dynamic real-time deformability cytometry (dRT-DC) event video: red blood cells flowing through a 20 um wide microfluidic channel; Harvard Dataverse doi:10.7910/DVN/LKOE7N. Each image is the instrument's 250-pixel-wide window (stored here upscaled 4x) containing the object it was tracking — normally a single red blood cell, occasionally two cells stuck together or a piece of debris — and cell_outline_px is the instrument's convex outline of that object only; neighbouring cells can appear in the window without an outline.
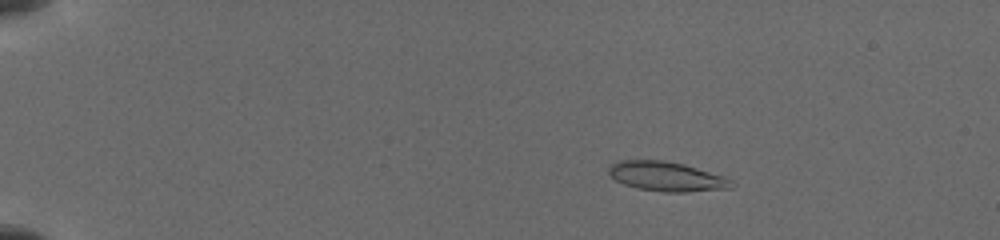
{"species": "common noctule bat (a hibernating species)", "species_latin": "Nyctalus noctula", "temperature_condition": "cold", "stored_images_in_passage": 8, "camera_frame_rate_fps": 3000, "um_per_image_px": 0.085, "animal": {"sex": "female", "body_mass_g": 19.5, "forearm_length_mm": 54.1}, "frame": {"image": 1, "passage_image": 3, "time_ms": 2.0, "image_size_px": [1000, 240], "cell_outline_px": [[736, 184], [732, 188], [684, 192], [664, 192], [636, 188], [624, 184], [616, 180], [608, 172], [608, 164], [620, 160], [664, 160], [684, 164], [724, 176], [732, 180]], "centroid_in_image_um": [56.66, 14.99], "position_along_channel_um": 28.3, "area_um2": 21.27}}
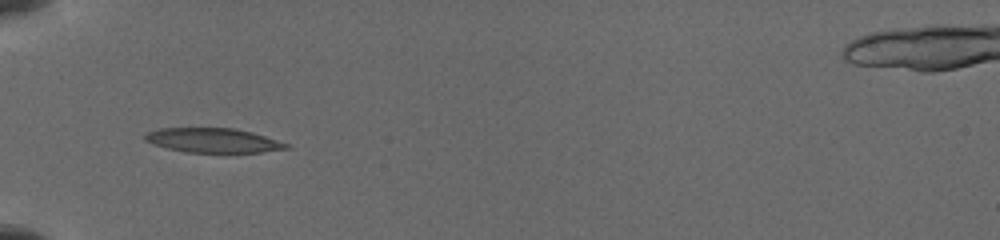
{"frame": {"image": 2, "passage_image": 7, "time_ms": 5.333, "image_size_px": [1000, 240], "cell_outline_px": [[292, 148], [260, 152], [224, 156], [184, 152], [152, 144], [144, 140], [144, 136], [148, 132], [160, 128], [232, 128], [252, 132], [292, 144]], "centroid_in_image_um": [18.19, 11.99], "position_along_channel_um": 66.8, "area_um2": 21.27}}